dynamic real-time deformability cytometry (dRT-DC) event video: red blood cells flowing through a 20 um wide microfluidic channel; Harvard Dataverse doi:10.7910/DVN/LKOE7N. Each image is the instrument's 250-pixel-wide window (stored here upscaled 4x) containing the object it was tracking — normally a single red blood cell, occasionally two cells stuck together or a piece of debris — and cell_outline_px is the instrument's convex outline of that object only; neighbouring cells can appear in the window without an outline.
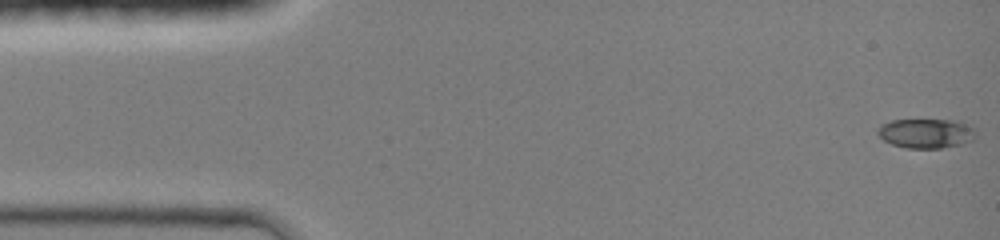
{"species": "common noctule bat (a hibernating species)", "species_latin": "Nyctalus noctula", "temperature_condition": "room temperature", "stored_images_in_passage": 45, "camera_frame_rate_fps": 3000, "um_per_image_px": 0.085, "animal": {"sex": "female", "body_mass_g": 19.0, "forearm_length_mm": 51.5}, "frame": {"image": 1, "passage_image": 1, "time_ms": 0.0, "image_size_px": [1000, 240], "cell_outline_px": [[976, 136], [972, 140], [960, 144], [940, 148], [908, 148], [892, 144], [884, 140], [876, 132], [880, 124], [892, 120], [960, 120], [976, 128]], "centroid_in_image_um": [78.75, 11.32], "position_along_channel_um": 6.3, "area_um2": 16.99}}
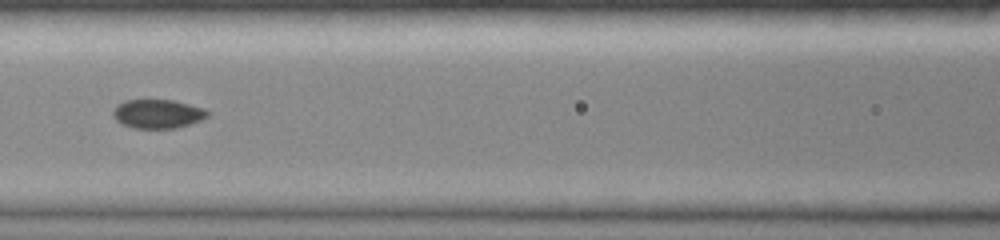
{"frame": {"image": 2, "passage_image": 20, "time_ms": 6.333, "image_size_px": [1000, 240], "cell_outline_px": [[212, 112], [208, 116], [200, 120], [176, 128], [132, 128], [116, 120], [112, 116], [112, 112], [116, 104], [124, 100], [172, 100], [204, 108]], "centroid_in_image_um": [13.39, 9.67], "position_along_channel_um": 153.2, "area_um2": 15.95}}
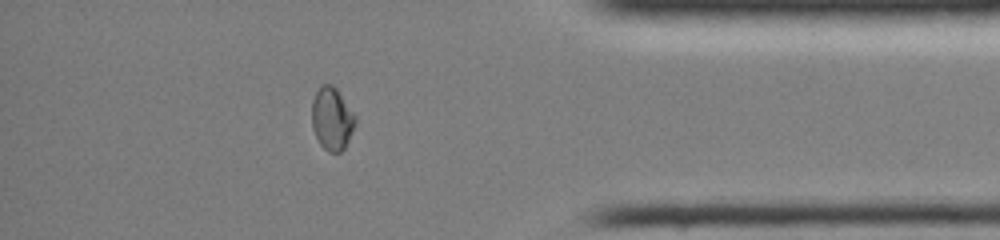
{"frame": {"image": 3, "passage_image": 39, "time_ms": 12.667, "image_size_px": [1000, 240], "cell_outline_px": [[356, 124], [344, 148], [340, 152], [328, 152], [320, 144], [312, 128], [312, 100], [320, 84], [332, 84], [336, 88], [356, 116]], "centroid_in_image_um": [28.21, 10.08], "position_along_channel_um": 407.0, "area_um2": 15.9}}